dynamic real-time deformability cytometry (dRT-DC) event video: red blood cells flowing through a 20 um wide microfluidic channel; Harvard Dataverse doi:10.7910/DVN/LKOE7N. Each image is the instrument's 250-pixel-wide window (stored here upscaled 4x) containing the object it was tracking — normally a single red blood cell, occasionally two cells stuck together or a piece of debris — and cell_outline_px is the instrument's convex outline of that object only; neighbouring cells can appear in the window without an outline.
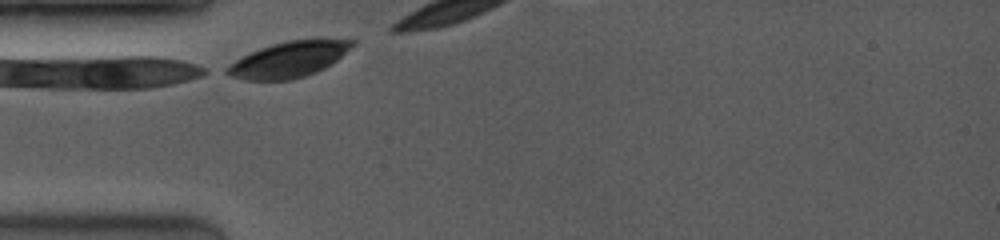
{"species": "common noctule bat (a hibernating species)", "species_latin": "Nyctalus noctula", "temperature_condition": "room temperature", "stored_images_in_passage": 3, "camera_frame_rate_fps": 3500, "um_per_image_px": 0.085, "animal": {"sex": "female", "body_mass_g": 19.0, "forearm_length_mm": 53.3}, "frame": {"image": 1, "passage_image": 1, "time_ms": 0.0, "image_size_px": [1000, 240], "cell_outline_px": [[356, 44], [332, 64], [316, 72], [304, 76], [288, 80], [248, 80], [232, 76], [224, 72], [224, 68], [236, 60], [260, 48], [272, 44], [288, 40], [320, 36], [356, 40]], "centroid_in_image_um": [24.65, 5.0], "position_along_channel_um": 60.3, "area_um2": 26.65}}